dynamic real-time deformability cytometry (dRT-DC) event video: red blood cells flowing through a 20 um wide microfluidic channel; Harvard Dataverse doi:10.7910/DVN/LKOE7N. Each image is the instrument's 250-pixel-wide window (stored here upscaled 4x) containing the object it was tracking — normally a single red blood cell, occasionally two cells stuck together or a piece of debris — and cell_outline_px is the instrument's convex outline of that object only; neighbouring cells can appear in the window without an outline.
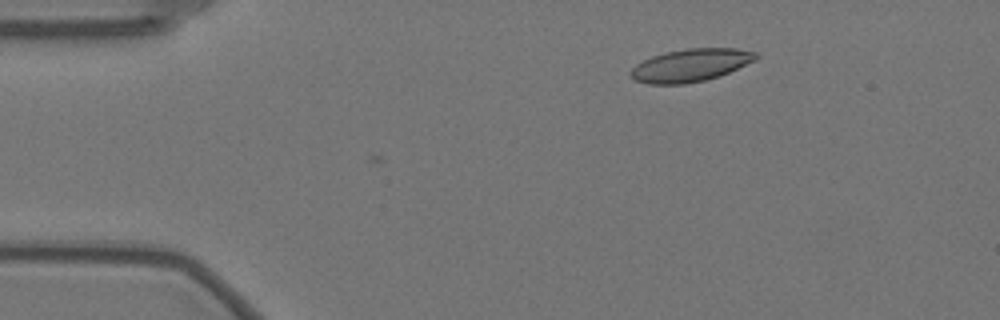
{"species": "Egyptian fruit bat (a non-hibernating species)", "species_latin": "Rousettus aegyptiacus", "temperature_condition": "warm", "stored_images_in_passage": 7, "camera_frame_rate_fps": 3000, "um_per_image_px": 0.085, "animal": {"sex": "female"}, "frame": {"image": 1, "passage_image": 7, "time_ms": 2.0, "image_size_px": [1000, 320], "cell_outline_px": [[756, 60], [720, 76], [704, 80], [684, 84], [648, 84], [636, 80], [628, 72], [636, 64], [652, 56], [664, 52], [684, 48], [736, 48], [756, 52]], "centroid_in_image_um": [58.69, 5.54], "position_along_channel_um": 26.3, "area_um2": 23.87}}